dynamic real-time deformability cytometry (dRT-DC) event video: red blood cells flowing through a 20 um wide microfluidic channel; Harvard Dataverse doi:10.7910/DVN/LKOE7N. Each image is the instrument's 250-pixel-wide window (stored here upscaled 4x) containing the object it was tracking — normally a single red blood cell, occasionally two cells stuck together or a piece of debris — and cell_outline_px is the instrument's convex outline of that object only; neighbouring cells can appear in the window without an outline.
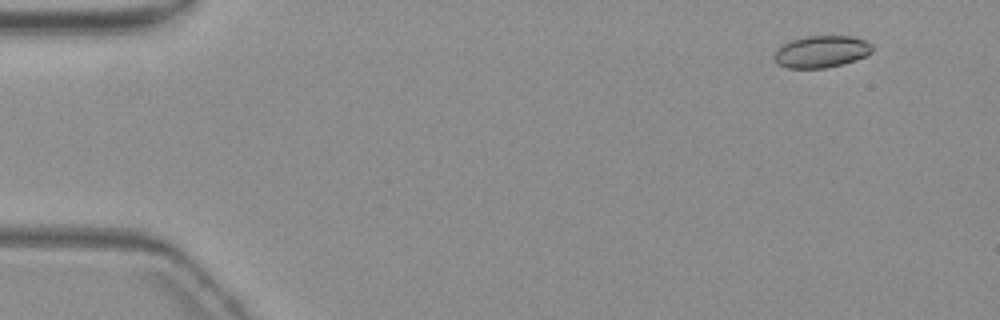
{"species": "common noctule bat (a hibernating species)", "species_latin": "Nyctalus noctula", "temperature_condition": "warm", "stored_images_in_passage": 53, "camera_frame_rate_fps": 3000, "um_per_image_px": 0.085, "animal": {"sex": "female", "body_mass_g": 19.3, "forearm_length_mm": 54.1}, "frame": {"image": 1, "passage_image": 2, "time_ms": 0.333, "image_size_px": [1000, 320], "cell_outline_px": [[872, 52], [864, 56], [840, 64], [824, 68], [788, 68], [776, 64], [772, 60], [772, 56], [776, 48], [792, 40], [804, 36], [852, 36], [864, 40], [872, 44]], "centroid_in_image_um": [69.74, 4.38], "position_along_channel_um": 15.3, "area_um2": 18.26}}
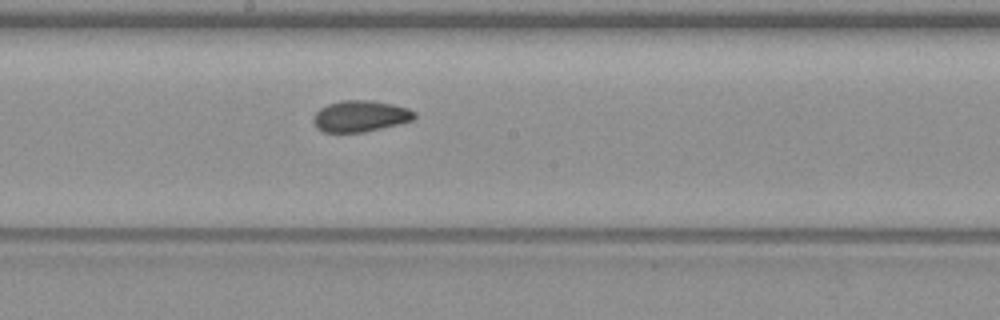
{"frame": {"image": 2, "passage_image": 28, "time_ms": 9.0, "image_size_px": [1000, 320], "cell_outline_px": [[416, 116], [412, 120], [364, 132], [324, 132], [316, 128], [312, 120], [316, 112], [320, 108], [328, 104], [340, 100], [368, 100], [392, 104], [408, 108], [416, 112]], "centroid_in_image_um": [30.6, 9.87], "position_along_channel_um": 217.6, "area_um2": 18.32}}
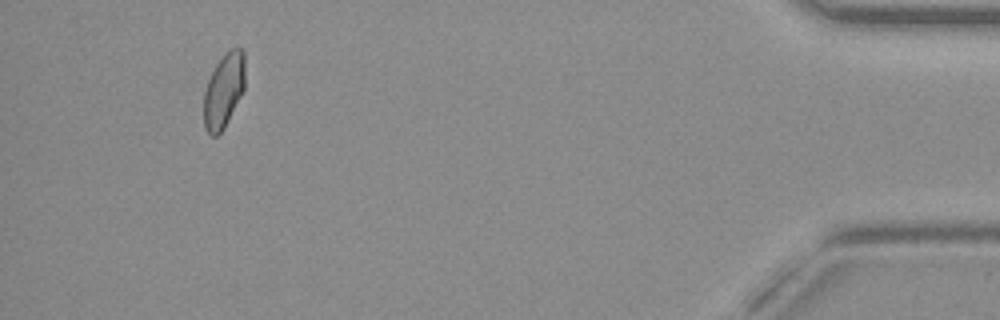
{"frame": {"image": 3, "passage_image": 50, "time_ms": 16.333, "image_size_px": [1000, 320], "cell_outline_px": [[244, 88], [224, 128], [216, 136], [212, 136], [204, 128], [204, 92], [208, 80], [216, 64], [224, 52], [228, 48], [240, 48], [244, 52]], "centroid_in_image_um": [19.01, 7.66], "position_along_channel_um": 416.2, "area_um2": 17.74}, "authors_computed_cell_mechanics": {"area_um2": 18.2648, "velocity_mm_per_s": 3.6853, "shape_relaxation_time_tau1_ms": null, "shape_relaxation_time_tau2_ms": 1.613, "deformation_change_tau1": null, "deformation_change_tau2": 0.0641}}